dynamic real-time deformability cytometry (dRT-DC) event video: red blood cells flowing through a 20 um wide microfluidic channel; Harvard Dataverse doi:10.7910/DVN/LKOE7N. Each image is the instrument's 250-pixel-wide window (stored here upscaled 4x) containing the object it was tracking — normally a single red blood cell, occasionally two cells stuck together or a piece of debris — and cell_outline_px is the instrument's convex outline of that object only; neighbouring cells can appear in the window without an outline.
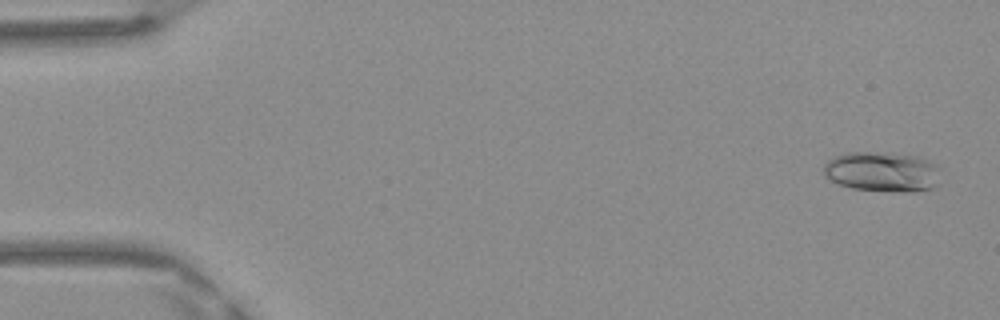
{"species": "Egyptian fruit bat (a non-hibernating species)", "species_latin": "Rousettus aegyptiacus", "temperature_condition": "warm", "stored_images_in_passage": 48, "camera_frame_rate_fps": 3000, "um_per_image_px": 0.085, "frame": {"image": 1, "passage_image": 2, "time_ms": 0.333, "image_size_px": [1000, 320], "cell_outline_px": [[940, 168], [936, 184], [932, 188], [916, 192], [892, 192], [852, 188], [840, 184], [824, 176], [824, 164], [828, 160], [836, 156], [848, 152], [868, 152], [920, 156], [936, 164]], "centroid_in_image_um": [75.01, 14.61], "position_along_channel_um": 10.0, "area_um2": 27.28}}
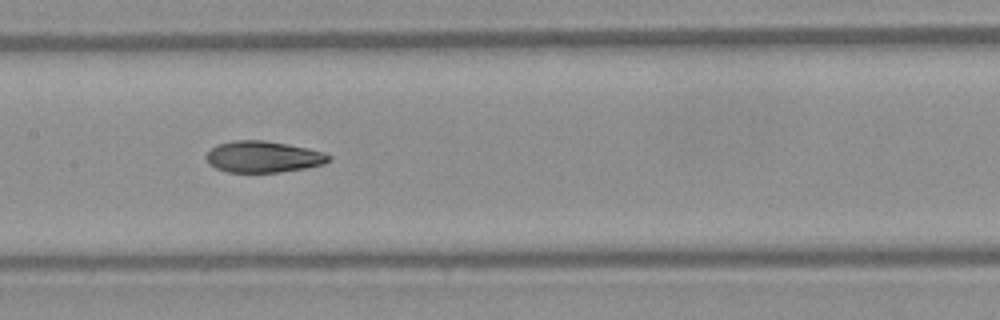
{"frame": {"image": 2, "passage_image": 24, "time_ms": 7.667, "image_size_px": [1000, 320], "cell_outline_px": [[332, 160], [324, 164], [304, 168], [276, 172], [228, 172], [216, 168], [208, 164], [208, 152], [212, 148], [220, 144], [232, 140], [264, 140], [308, 148], [324, 152], [332, 156]], "centroid_in_image_um": [22.41, 13.32], "position_along_channel_um": 185.0, "area_um2": 22.25}}
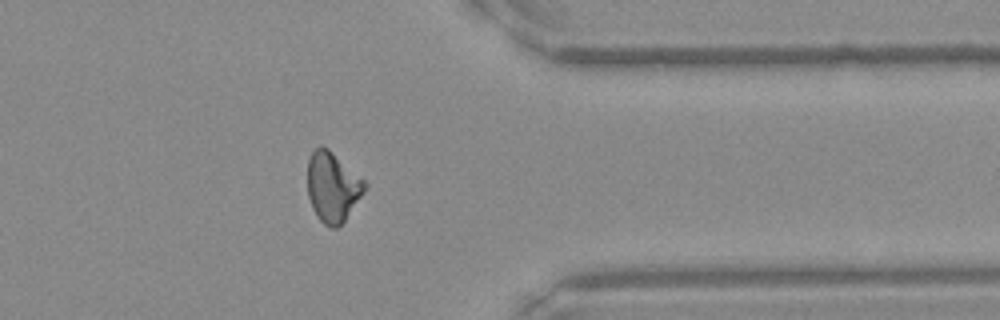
{"frame": {"image": 3, "passage_image": 39, "time_ms": 12.667, "image_size_px": [1000, 320], "cell_outline_px": [[368, 184], [364, 192], [344, 220], [336, 228], [332, 228], [324, 224], [316, 216], [312, 208], [308, 196], [308, 160], [312, 152], [320, 144], [328, 148], [364, 180]], "centroid_in_image_um": [28.25, 15.88], "position_along_channel_um": 383.1, "area_um2": 23.06}, "authors_computed_cell_mechanics": {"area_um2": 22.9177, "velocity_mm_per_s": 4.1862, "shape_relaxation_time_tau1_ms": 6.8724, "shape_relaxation_time_tau2_ms": 1.9109, "deformation_change_tau1": 0.2015, "deformation_change_tau2": 0.075}}